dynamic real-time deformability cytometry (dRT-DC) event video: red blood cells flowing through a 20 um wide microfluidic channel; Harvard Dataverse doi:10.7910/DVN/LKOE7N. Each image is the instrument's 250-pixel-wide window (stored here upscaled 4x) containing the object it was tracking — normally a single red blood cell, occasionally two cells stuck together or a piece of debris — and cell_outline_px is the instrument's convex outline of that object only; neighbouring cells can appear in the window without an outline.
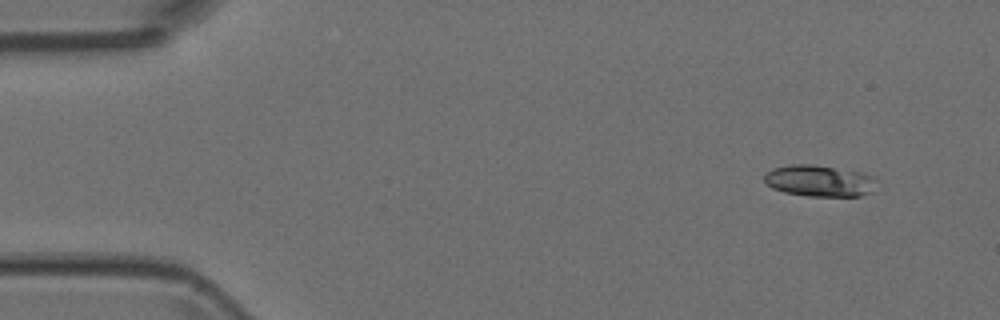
{"species": "Egyptian fruit bat (a non-hibernating species)", "species_latin": "Rousettus aegyptiacus", "temperature_condition": "room temperature", "stored_images_in_passage": 4, "camera_frame_rate_fps": 3000, "um_per_image_px": 0.085, "animal": {"sex": "female"}, "frame": {"image": 1, "passage_image": 1, "time_ms": 0.0, "image_size_px": [1000, 320], "cell_outline_px": [[876, 180], [872, 192], [860, 196], [808, 196], [784, 192], [772, 188], [764, 180], [764, 176], [772, 168], [792, 164], [812, 164], [860, 172], [876, 176]], "centroid_in_image_um": [69.66, 15.37], "position_along_channel_um": 15.3, "area_um2": 20.58}}
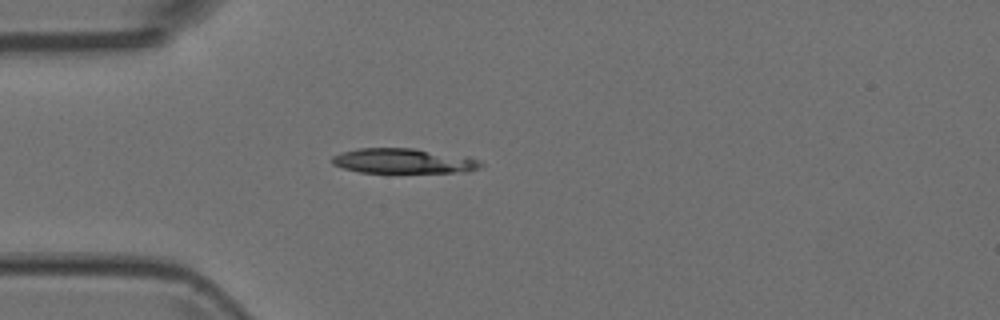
{"frame": {"image": 2, "passage_image": 4, "time_ms": 1.0, "image_size_px": [1000, 320], "cell_outline_px": [[484, 164], [480, 168], [468, 172], [360, 172], [344, 168], [332, 164], [332, 156], [344, 152], [360, 148], [412, 148], [476, 160]], "centroid_in_image_um": [34.23, 13.69], "position_along_channel_um": 50.8, "area_um2": 20.92}}